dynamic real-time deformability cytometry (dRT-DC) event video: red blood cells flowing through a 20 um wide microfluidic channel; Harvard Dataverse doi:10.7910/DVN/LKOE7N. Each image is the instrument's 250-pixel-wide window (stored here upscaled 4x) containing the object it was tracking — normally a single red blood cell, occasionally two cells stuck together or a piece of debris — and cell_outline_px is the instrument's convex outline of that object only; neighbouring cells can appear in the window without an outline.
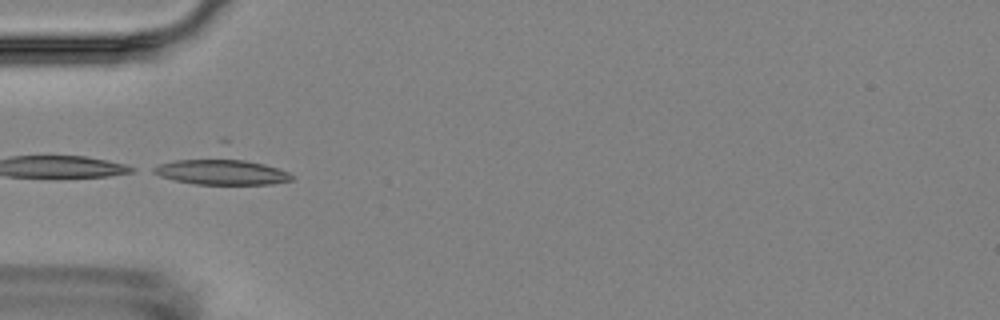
{"species": "Egyptian fruit bat (a non-hibernating species)", "species_latin": "Rousettus aegyptiacus", "temperature_condition": "room temperature", "stored_images_in_passage": 11, "camera_frame_rate_fps": 3000, "um_per_image_px": 0.085, "animal": {"sex": "female"}, "frame": {"image": 1, "passage_image": 1, "time_ms": 0.0, "image_size_px": [1000, 320], "cell_outline_px": [[292, 180], [272, 184], [196, 184], [176, 180], [160, 176], [152, 172], [152, 168], [160, 164], [172, 160], [220, 156], [228, 156], [264, 164], [288, 172], [292, 176]], "centroid_in_image_um": [18.79, 14.57], "position_along_channel_um": 66.2, "area_um2": 21.04}}
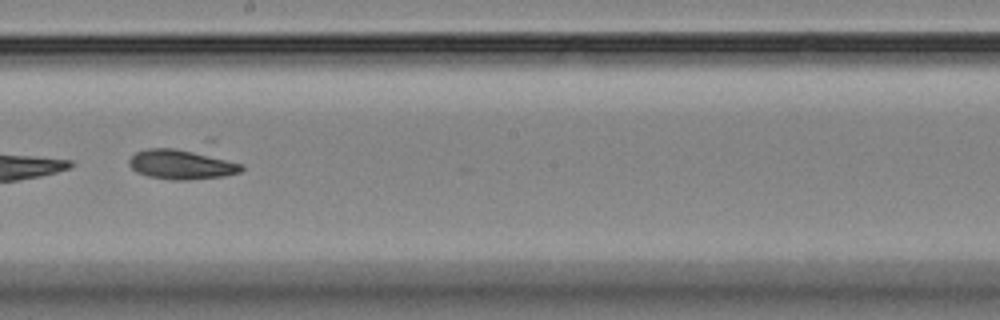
{"frame": {"image": 2, "passage_image": 5, "time_ms": 4.667, "image_size_px": [1000, 320], "cell_outline_px": [[244, 168], [240, 172], [224, 176], [184, 180], [172, 180], [148, 176], [136, 172], [128, 164], [128, 160], [136, 152], [148, 148], [172, 148], [204, 152], [244, 164]], "centroid_in_image_um": [15.45, 13.96], "position_along_channel_um": 232.7, "area_um2": 19.71}}
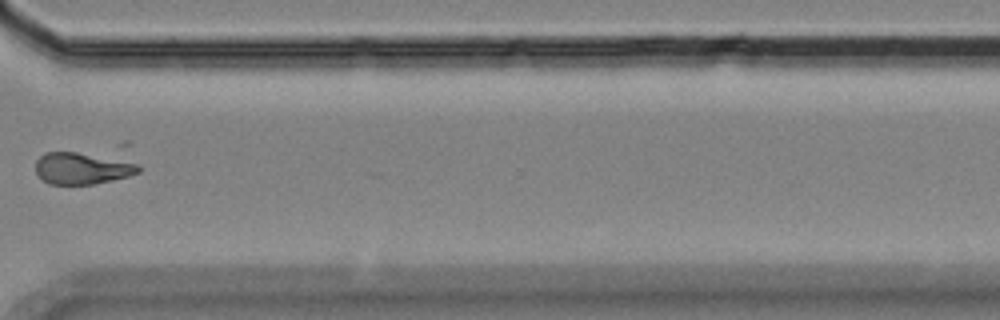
{"frame": {"image": 3, "passage_image": 8, "time_ms": 8.333, "image_size_px": [1000, 320], "cell_outline_px": [[140, 172], [128, 176], [112, 180], [92, 184], [48, 184], [36, 172], [36, 160], [44, 152], [76, 152], [128, 160], [140, 164]], "centroid_in_image_um": [7.01, 14.3], "position_along_channel_um": 363.6, "area_um2": 19.07}}